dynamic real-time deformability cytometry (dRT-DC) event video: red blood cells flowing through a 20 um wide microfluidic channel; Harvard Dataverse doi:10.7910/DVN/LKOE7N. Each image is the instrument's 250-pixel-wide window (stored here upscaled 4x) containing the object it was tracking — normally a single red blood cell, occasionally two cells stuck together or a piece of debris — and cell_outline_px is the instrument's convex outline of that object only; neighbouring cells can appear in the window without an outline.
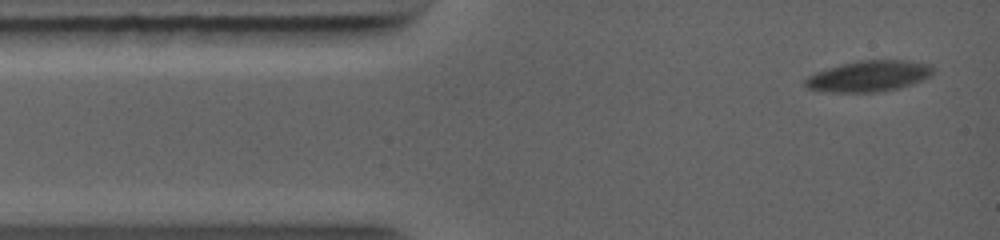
{"species": "common noctule bat (a hibernating species)", "species_latin": "Nyctalus noctula", "temperature_condition": "warm", "stored_images_in_passage": 4, "camera_frame_rate_fps": 5000, "um_per_image_px": 0.085, "animal": {"sex": "female", "body_mass_g": 19.0, "forearm_length_mm": 56.7}, "frame": {"image": 1, "passage_image": 1, "time_ms": 0.0, "image_size_px": [1000, 240], "cell_outline_px": [[932, 72], [928, 76], [912, 84], [896, 88], [876, 92], [836, 92], [808, 88], [804, 84], [804, 80], [808, 76], [816, 72], [840, 64], [856, 60], [912, 60], [932, 64]], "centroid_in_image_um": [73.85, 6.45], "position_along_channel_um": 11.2, "area_um2": 22.89}}